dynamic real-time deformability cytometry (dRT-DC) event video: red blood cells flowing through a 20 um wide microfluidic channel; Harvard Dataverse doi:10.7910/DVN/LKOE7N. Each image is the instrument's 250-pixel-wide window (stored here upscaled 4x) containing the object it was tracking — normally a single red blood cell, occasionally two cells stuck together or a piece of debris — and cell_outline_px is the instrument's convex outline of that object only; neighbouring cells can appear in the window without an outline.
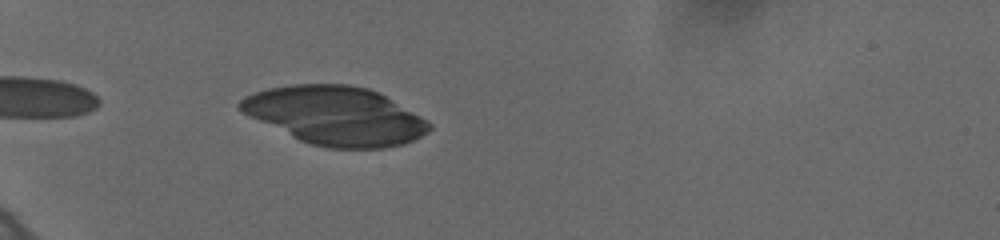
{"species": "human", "species_latin": "Homo sapiens", "temperature_condition": "cold", "stored_images_in_passage": 38, "camera_frame_rate_fps": 3000, "um_per_image_px": 0.085, "donor": {"sex": "female"}, "frame": {"image": 1, "passage_image": 3, "time_ms": 0.667, "image_size_px": [1000, 240], "cell_outline_px": [[432, 128], [428, 132], [404, 144], [384, 148], [328, 148], [308, 144], [236, 108], [236, 104], [244, 96], [268, 88], [292, 84], [352, 84], [368, 88], [380, 92], [428, 120], [432, 124]], "centroid_in_image_um": [28.56, 9.82], "position_along_channel_um": 56.4, "area_um2": 64.22}}